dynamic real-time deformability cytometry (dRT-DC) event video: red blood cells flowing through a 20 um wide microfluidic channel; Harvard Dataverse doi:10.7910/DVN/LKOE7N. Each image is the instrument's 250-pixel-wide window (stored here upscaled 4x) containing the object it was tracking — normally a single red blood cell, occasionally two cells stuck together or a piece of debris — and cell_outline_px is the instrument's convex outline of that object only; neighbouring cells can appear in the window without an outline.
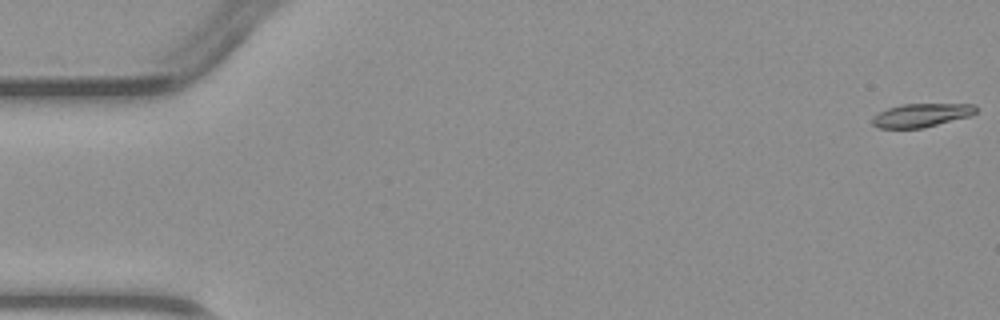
{"species": "common noctule bat (a hibernating species)", "species_latin": "Nyctalus noctula", "temperature_condition": "warm", "stored_images_in_passage": 6, "camera_frame_rate_fps": 3000, "um_per_image_px": 0.085, "animal": {"sex": "male", "body_mass_g": 23.1, "forearm_length_mm": 52.7}, "frame": {"image": 1, "passage_image": 1, "time_ms": 0.0, "image_size_px": [1000, 320], "cell_outline_px": [[976, 112], [972, 116], [920, 128], [880, 128], [872, 124], [872, 116], [888, 108], [900, 104], [976, 104]], "centroid_in_image_um": [78.32, 9.79], "position_along_channel_um": 6.7, "area_um2": 14.16}}
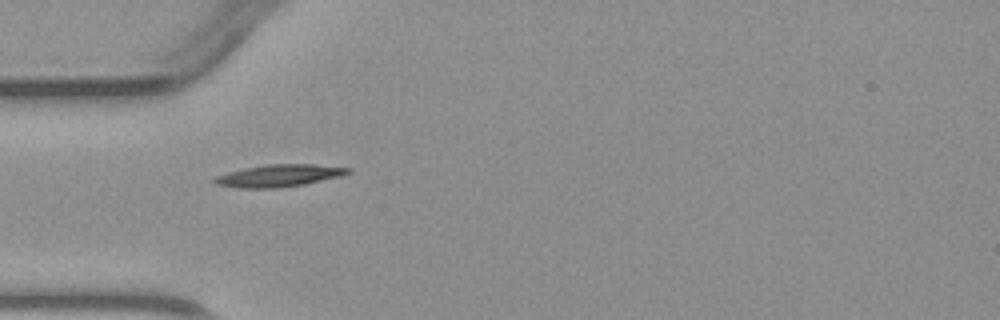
{"frame": {"image": 2, "passage_image": 5, "time_ms": 4.667, "image_size_px": [1000, 320], "cell_outline_px": [[352, 172], [340, 176], [304, 184], [276, 188], [240, 188], [216, 184], [212, 180], [216, 176], [228, 172], [244, 168], [268, 164], [312, 164], [352, 168]], "centroid_in_image_um": [23.72, 14.92], "position_along_channel_um": 61.3, "area_um2": 17.17}}
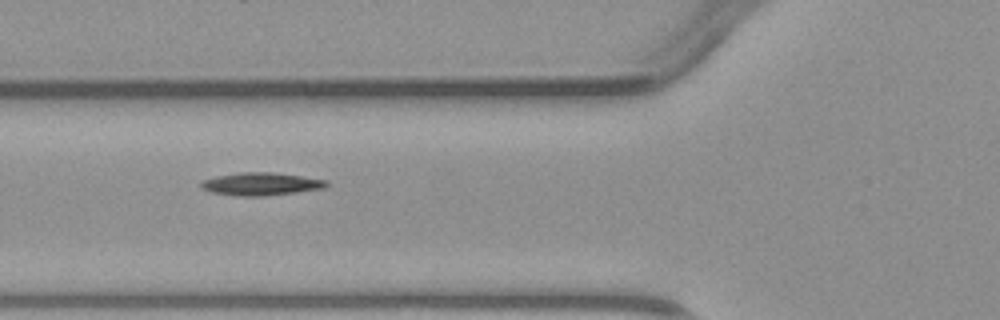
{"frame": {"image": 3, "passage_image": 6, "time_ms": 5.667, "image_size_px": [1000, 320], "cell_outline_px": [[328, 184], [324, 188], [296, 192], [264, 196], [240, 196], [212, 192], [200, 188], [200, 184], [204, 180], [216, 176], [240, 172], [272, 172], [328, 180]], "centroid_in_image_um": [22.18, 15.63], "position_along_channel_um": 103.6, "area_um2": 16.53}}